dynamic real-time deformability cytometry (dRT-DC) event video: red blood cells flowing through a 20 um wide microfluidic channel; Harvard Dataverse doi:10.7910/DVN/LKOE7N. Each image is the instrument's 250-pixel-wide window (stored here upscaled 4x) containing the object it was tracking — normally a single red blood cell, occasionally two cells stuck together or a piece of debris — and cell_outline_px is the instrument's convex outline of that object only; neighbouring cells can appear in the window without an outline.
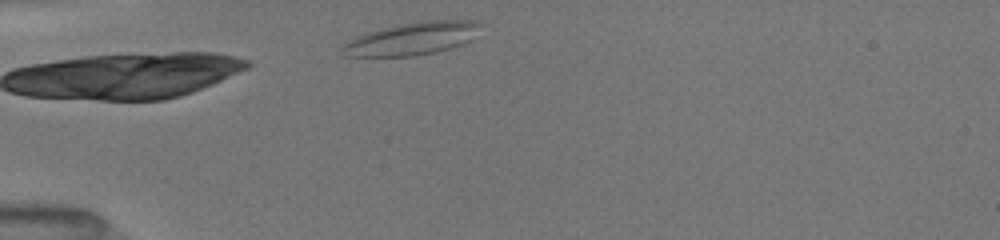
{"species": "common noctule bat (a hibernating species)", "species_latin": "Nyctalus noctula", "temperature_condition": "room temperature", "stored_images_in_passage": 23, "camera_frame_rate_fps": 3000, "um_per_image_px": 0.085, "animal": {"sex": "female", "body_mass_g": 19.5, "forearm_length_mm": 54.1}, "frame": {"image": 1, "passage_image": 1, "time_ms": 0.0, "image_size_px": [1000, 240], "cell_outline_px": [[480, 24], [468, 40], [464, 44], [436, 52], [412, 56], [344, 56], [344, 44], [348, 40], [356, 36], [380, 28], [420, 20], [476, 20]], "centroid_in_image_um": [35.0, 3.27], "position_along_channel_um": 50.0, "area_um2": 25.95}}
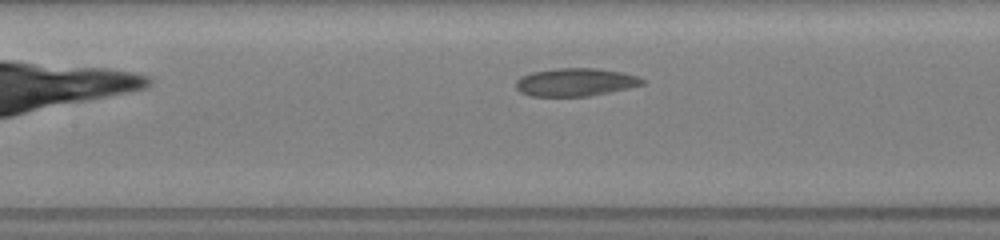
{"frame": {"image": 2, "passage_image": 11, "time_ms": 3.333, "image_size_px": [1000, 240], "cell_outline_px": [[644, 84], [628, 88], [588, 96], [532, 96], [520, 92], [516, 88], [516, 80], [520, 76], [532, 72], [556, 68], [600, 68], [624, 72], [636, 76], [644, 80]], "centroid_in_image_um": [48.89, 6.97], "position_along_channel_um": 158.5, "area_um2": 20.63}}
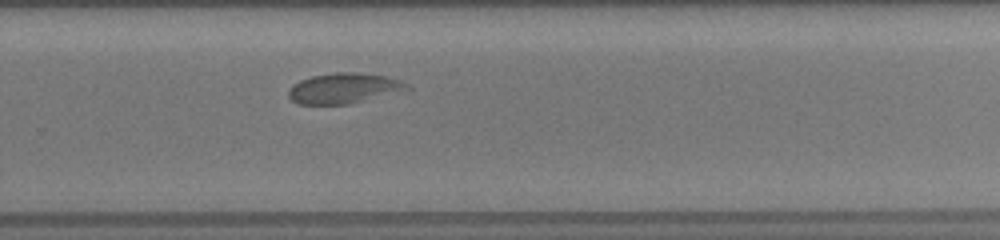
{"frame": {"image": 3, "passage_image": 23, "time_ms": 7.0, "image_size_px": [1000, 240], "cell_outline_px": [[412, 92], [348, 104], [300, 104], [292, 100], [288, 96], [288, 92], [300, 80], [312, 76], [336, 72], [360, 72], [384, 76], [400, 80], [408, 84], [412, 88]], "centroid_in_image_um": [29.4, 7.52], "position_along_channel_um": 300.4, "area_um2": 21.5}}